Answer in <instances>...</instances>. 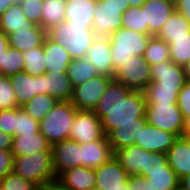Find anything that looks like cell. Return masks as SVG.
I'll return each instance as SVG.
<instances>
[{
  "mask_svg": "<svg viewBox=\"0 0 190 190\" xmlns=\"http://www.w3.org/2000/svg\"><path fill=\"white\" fill-rule=\"evenodd\" d=\"M93 112L101 119L107 136L118 125L137 124L146 114L143 91H133L112 79Z\"/></svg>",
  "mask_w": 190,
  "mask_h": 190,
  "instance_id": "obj_1",
  "label": "cell"
},
{
  "mask_svg": "<svg viewBox=\"0 0 190 190\" xmlns=\"http://www.w3.org/2000/svg\"><path fill=\"white\" fill-rule=\"evenodd\" d=\"M92 26L71 24L65 20L49 28L47 37L63 46L72 59L82 58L97 37Z\"/></svg>",
  "mask_w": 190,
  "mask_h": 190,
  "instance_id": "obj_2",
  "label": "cell"
},
{
  "mask_svg": "<svg viewBox=\"0 0 190 190\" xmlns=\"http://www.w3.org/2000/svg\"><path fill=\"white\" fill-rule=\"evenodd\" d=\"M12 171L35 184L39 189L52 184L57 179L53 167L52 151L14 157Z\"/></svg>",
  "mask_w": 190,
  "mask_h": 190,
  "instance_id": "obj_3",
  "label": "cell"
},
{
  "mask_svg": "<svg viewBox=\"0 0 190 190\" xmlns=\"http://www.w3.org/2000/svg\"><path fill=\"white\" fill-rule=\"evenodd\" d=\"M111 42V60L114 71L130 56H143L149 39V34L136 32L127 28H119L109 36Z\"/></svg>",
  "mask_w": 190,
  "mask_h": 190,
  "instance_id": "obj_4",
  "label": "cell"
},
{
  "mask_svg": "<svg viewBox=\"0 0 190 190\" xmlns=\"http://www.w3.org/2000/svg\"><path fill=\"white\" fill-rule=\"evenodd\" d=\"M76 110L70 101L58 102L39 122L40 132L51 145L69 139Z\"/></svg>",
  "mask_w": 190,
  "mask_h": 190,
  "instance_id": "obj_5",
  "label": "cell"
},
{
  "mask_svg": "<svg viewBox=\"0 0 190 190\" xmlns=\"http://www.w3.org/2000/svg\"><path fill=\"white\" fill-rule=\"evenodd\" d=\"M113 79L133 91H144L151 83L150 65L143 56H130L115 70Z\"/></svg>",
  "mask_w": 190,
  "mask_h": 190,
  "instance_id": "obj_6",
  "label": "cell"
},
{
  "mask_svg": "<svg viewBox=\"0 0 190 190\" xmlns=\"http://www.w3.org/2000/svg\"><path fill=\"white\" fill-rule=\"evenodd\" d=\"M147 124L181 136L184 118L178 104H146Z\"/></svg>",
  "mask_w": 190,
  "mask_h": 190,
  "instance_id": "obj_7",
  "label": "cell"
},
{
  "mask_svg": "<svg viewBox=\"0 0 190 190\" xmlns=\"http://www.w3.org/2000/svg\"><path fill=\"white\" fill-rule=\"evenodd\" d=\"M113 77L97 75L73 88L70 102L77 110L93 111Z\"/></svg>",
  "mask_w": 190,
  "mask_h": 190,
  "instance_id": "obj_8",
  "label": "cell"
},
{
  "mask_svg": "<svg viewBox=\"0 0 190 190\" xmlns=\"http://www.w3.org/2000/svg\"><path fill=\"white\" fill-rule=\"evenodd\" d=\"M104 135L101 119L93 111L76 110L69 139L84 144L100 140Z\"/></svg>",
  "mask_w": 190,
  "mask_h": 190,
  "instance_id": "obj_9",
  "label": "cell"
},
{
  "mask_svg": "<svg viewBox=\"0 0 190 190\" xmlns=\"http://www.w3.org/2000/svg\"><path fill=\"white\" fill-rule=\"evenodd\" d=\"M177 138L175 133L146 124L136 137L135 145L148 152L167 153Z\"/></svg>",
  "mask_w": 190,
  "mask_h": 190,
  "instance_id": "obj_10",
  "label": "cell"
},
{
  "mask_svg": "<svg viewBox=\"0 0 190 190\" xmlns=\"http://www.w3.org/2000/svg\"><path fill=\"white\" fill-rule=\"evenodd\" d=\"M94 171L95 190H121L129 178L128 173L114 156Z\"/></svg>",
  "mask_w": 190,
  "mask_h": 190,
  "instance_id": "obj_11",
  "label": "cell"
},
{
  "mask_svg": "<svg viewBox=\"0 0 190 190\" xmlns=\"http://www.w3.org/2000/svg\"><path fill=\"white\" fill-rule=\"evenodd\" d=\"M10 81L19 108L29 102L35 95L46 94L44 74L40 76H32L23 71L11 75Z\"/></svg>",
  "mask_w": 190,
  "mask_h": 190,
  "instance_id": "obj_12",
  "label": "cell"
},
{
  "mask_svg": "<svg viewBox=\"0 0 190 190\" xmlns=\"http://www.w3.org/2000/svg\"><path fill=\"white\" fill-rule=\"evenodd\" d=\"M122 14L123 7L105 5L103 0L97 3L92 26L96 36L108 37L112 32L122 28Z\"/></svg>",
  "mask_w": 190,
  "mask_h": 190,
  "instance_id": "obj_13",
  "label": "cell"
},
{
  "mask_svg": "<svg viewBox=\"0 0 190 190\" xmlns=\"http://www.w3.org/2000/svg\"><path fill=\"white\" fill-rule=\"evenodd\" d=\"M53 167L56 177L63 171L80 167L81 144L72 139H65L52 145Z\"/></svg>",
  "mask_w": 190,
  "mask_h": 190,
  "instance_id": "obj_14",
  "label": "cell"
},
{
  "mask_svg": "<svg viewBox=\"0 0 190 190\" xmlns=\"http://www.w3.org/2000/svg\"><path fill=\"white\" fill-rule=\"evenodd\" d=\"M141 9L144 10L145 24H148V34L156 36L175 11V2L173 0H146Z\"/></svg>",
  "mask_w": 190,
  "mask_h": 190,
  "instance_id": "obj_15",
  "label": "cell"
},
{
  "mask_svg": "<svg viewBox=\"0 0 190 190\" xmlns=\"http://www.w3.org/2000/svg\"><path fill=\"white\" fill-rule=\"evenodd\" d=\"M151 82H156L159 88L182 89L186 82L183 68L168 60L150 66Z\"/></svg>",
  "mask_w": 190,
  "mask_h": 190,
  "instance_id": "obj_16",
  "label": "cell"
},
{
  "mask_svg": "<svg viewBox=\"0 0 190 190\" xmlns=\"http://www.w3.org/2000/svg\"><path fill=\"white\" fill-rule=\"evenodd\" d=\"M96 68L99 75L113 77L114 67L111 60V42L109 37L97 36L85 55Z\"/></svg>",
  "mask_w": 190,
  "mask_h": 190,
  "instance_id": "obj_17",
  "label": "cell"
},
{
  "mask_svg": "<svg viewBox=\"0 0 190 190\" xmlns=\"http://www.w3.org/2000/svg\"><path fill=\"white\" fill-rule=\"evenodd\" d=\"M114 153L106 135L100 140L81 144L80 166L96 169L105 164Z\"/></svg>",
  "mask_w": 190,
  "mask_h": 190,
  "instance_id": "obj_18",
  "label": "cell"
},
{
  "mask_svg": "<svg viewBox=\"0 0 190 190\" xmlns=\"http://www.w3.org/2000/svg\"><path fill=\"white\" fill-rule=\"evenodd\" d=\"M56 182L68 190H95V171L89 167H73L61 172Z\"/></svg>",
  "mask_w": 190,
  "mask_h": 190,
  "instance_id": "obj_19",
  "label": "cell"
},
{
  "mask_svg": "<svg viewBox=\"0 0 190 190\" xmlns=\"http://www.w3.org/2000/svg\"><path fill=\"white\" fill-rule=\"evenodd\" d=\"M46 37L47 30L38 25L37 27L12 30L8 35V42L10 47L25 52L28 49L43 46Z\"/></svg>",
  "mask_w": 190,
  "mask_h": 190,
  "instance_id": "obj_20",
  "label": "cell"
},
{
  "mask_svg": "<svg viewBox=\"0 0 190 190\" xmlns=\"http://www.w3.org/2000/svg\"><path fill=\"white\" fill-rule=\"evenodd\" d=\"M166 154L169 167L179 179L190 175V140L178 137Z\"/></svg>",
  "mask_w": 190,
  "mask_h": 190,
  "instance_id": "obj_21",
  "label": "cell"
},
{
  "mask_svg": "<svg viewBox=\"0 0 190 190\" xmlns=\"http://www.w3.org/2000/svg\"><path fill=\"white\" fill-rule=\"evenodd\" d=\"M114 157L129 176L140 175L146 169L147 151L139 146L132 145L118 149L114 152Z\"/></svg>",
  "mask_w": 190,
  "mask_h": 190,
  "instance_id": "obj_22",
  "label": "cell"
},
{
  "mask_svg": "<svg viewBox=\"0 0 190 190\" xmlns=\"http://www.w3.org/2000/svg\"><path fill=\"white\" fill-rule=\"evenodd\" d=\"M52 145L46 137L38 132L36 134H28L14 136L11 153L13 157L30 155L35 152L52 151Z\"/></svg>",
  "mask_w": 190,
  "mask_h": 190,
  "instance_id": "obj_23",
  "label": "cell"
},
{
  "mask_svg": "<svg viewBox=\"0 0 190 190\" xmlns=\"http://www.w3.org/2000/svg\"><path fill=\"white\" fill-rule=\"evenodd\" d=\"M44 85L46 94L51 95L58 102L71 100L73 87L66 72H46Z\"/></svg>",
  "mask_w": 190,
  "mask_h": 190,
  "instance_id": "obj_24",
  "label": "cell"
},
{
  "mask_svg": "<svg viewBox=\"0 0 190 190\" xmlns=\"http://www.w3.org/2000/svg\"><path fill=\"white\" fill-rule=\"evenodd\" d=\"M97 3L91 0H67L65 20L71 24L93 25Z\"/></svg>",
  "mask_w": 190,
  "mask_h": 190,
  "instance_id": "obj_25",
  "label": "cell"
},
{
  "mask_svg": "<svg viewBox=\"0 0 190 190\" xmlns=\"http://www.w3.org/2000/svg\"><path fill=\"white\" fill-rule=\"evenodd\" d=\"M43 48L46 72H67L72 57L64 47L46 37Z\"/></svg>",
  "mask_w": 190,
  "mask_h": 190,
  "instance_id": "obj_26",
  "label": "cell"
},
{
  "mask_svg": "<svg viewBox=\"0 0 190 190\" xmlns=\"http://www.w3.org/2000/svg\"><path fill=\"white\" fill-rule=\"evenodd\" d=\"M146 124V117H144L137 124L118 125L111 131L107 138L113 153L118 149L135 145L136 137Z\"/></svg>",
  "mask_w": 190,
  "mask_h": 190,
  "instance_id": "obj_27",
  "label": "cell"
},
{
  "mask_svg": "<svg viewBox=\"0 0 190 190\" xmlns=\"http://www.w3.org/2000/svg\"><path fill=\"white\" fill-rule=\"evenodd\" d=\"M37 26L26 19L18 1L0 15V31L6 35L11 34L12 30Z\"/></svg>",
  "mask_w": 190,
  "mask_h": 190,
  "instance_id": "obj_28",
  "label": "cell"
},
{
  "mask_svg": "<svg viewBox=\"0 0 190 190\" xmlns=\"http://www.w3.org/2000/svg\"><path fill=\"white\" fill-rule=\"evenodd\" d=\"M66 73L73 88L99 75L94 65L85 57L72 59Z\"/></svg>",
  "mask_w": 190,
  "mask_h": 190,
  "instance_id": "obj_29",
  "label": "cell"
},
{
  "mask_svg": "<svg viewBox=\"0 0 190 190\" xmlns=\"http://www.w3.org/2000/svg\"><path fill=\"white\" fill-rule=\"evenodd\" d=\"M67 0H43L41 27L49 28L65 21V8Z\"/></svg>",
  "mask_w": 190,
  "mask_h": 190,
  "instance_id": "obj_30",
  "label": "cell"
},
{
  "mask_svg": "<svg viewBox=\"0 0 190 190\" xmlns=\"http://www.w3.org/2000/svg\"><path fill=\"white\" fill-rule=\"evenodd\" d=\"M155 190H173L179 185L180 179L167 165L163 170L148 171L144 176Z\"/></svg>",
  "mask_w": 190,
  "mask_h": 190,
  "instance_id": "obj_31",
  "label": "cell"
},
{
  "mask_svg": "<svg viewBox=\"0 0 190 190\" xmlns=\"http://www.w3.org/2000/svg\"><path fill=\"white\" fill-rule=\"evenodd\" d=\"M58 103L51 95H35L21 108L33 119L40 122L46 114Z\"/></svg>",
  "mask_w": 190,
  "mask_h": 190,
  "instance_id": "obj_32",
  "label": "cell"
},
{
  "mask_svg": "<svg viewBox=\"0 0 190 190\" xmlns=\"http://www.w3.org/2000/svg\"><path fill=\"white\" fill-rule=\"evenodd\" d=\"M169 45L170 60L183 66L190 61V37H158Z\"/></svg>",
  "mask_w": 190,
  "mask_h": 190,
  "instance_id": "obj_33",
  "label": "cell"
},
{
  "mask_svg": "<svg viewBox=\"0 0 190 190\" xmlns=\"http://www.w3.org/2000/svg\"><path fill=\"white\" fill-rule=\"evenodd\" d=\"M157 37H190V23L174 11L162 26Z\"/></svg>",
  "mask_w": 190,
  "mask_h": 190,
  "instance_id": "obj_34",
  "label": "cell"
},
{
  "mask_svg": "<svg viewBox=\"0 0 190 190\" xmlns=\"http://www.w3.org/2000/svg\"><path fill=\"white\" fill-rule=\"evenodd\" d=\"M180 90L159 88L156 82H151L143 92L146 104H177Z\"/></svg>",
  "mask_w": 190,
  "mask_h": 190,
  "instance_id": "obj_35",
  "label": "cell"
},
{
  "mask_svg": "<svg viewBox=\"0 0 190 190\" xmlns=\"http://www.w3.org/2000/svg\"><path fill=\"white\" fill-rule=\"evenodd\" d=\"M143 58L150 66L170 60L169 45L157 36L149 39Z\"/></svg>",
  "mask_w": 190,
  "mask_h": 190,
  "instance_id": "obj_36",
  "label": "cell"
},
{
  "mask_svg": "<svg viewBox=\"0 0 190 190\" xmlns=\"http://www.w3.org/2000/svg\"><path fill=\"white\" fill-rule=\"evenodd\" d=\"M23 71L32 75L40 76L46 73L45 54L43 46L28 49L23 52Z\"/></svg>",
  "mask_w": 190,
  "mask_h": 190,
  "instance_id": "obj_37",
  "label": "cell"
},
{
  "mask_svg": "<svg viewBox=\"0 0 190 190\" xmlns=\"http://www.w3.org/2000/svg\"><path fill=\"white\" fill-rule=\"evenodd\" d=\"M23 68V52L9 46L1 57V75L10 77L16 73L23 72Z\"/></svg>",
  "mask_w": 190,
  "mask_h": 190,
  "instance_id": "obj_38",
  "label": "cell"
},
{
  "mask_svg": "<svg viewBox=\"0 0 190 190\" xmlns=\"http://www.w3.org/2000/svg\"><path fill=\"white\" fill-rule=\"evenodd\" d=\"M122 28L148 34V24H145L144 10L139 7H129L122 14Z\"/></svg>",
  "mask_w": 190,
  "mask_h": 190,
  "instance_id": "obj_39",
  "label": "cell"
},
{
  "mask_svg": "<svg viewBox=\"0 0 190 190\" xmlns=\"http://www.w3.org/2000/svg\"><path fill=\"white\" fill-rule=\"evenodd\" d=\"M40 132L39 122L31 118L22 108H16L15 136Z\"/></svg>",
  "mask_w": 190,
  "mask_h": 190,
  "instance_id": "obj_40",
  "label": "cell"
},
{
  "mask_svg": "<svg viewBox=\"0 0 190 190\" xmlns=\"http://www.w3.org/2000/svg\"><path fill=\"white\" fill-rule=\"evenodd\" d=\"M19 108L10 77L0 74V111Z\"/></svg>",
  "mask_w": 190,
  "mask_h": 190,
  "instance_id": "obj_41",
  "label": "cell"
},
{
  "mask_svg": "<svg viewBox=\"0 0 190 190\" xmlns=\"http://www.w3.org/2000/svg\"><path fill=\"white\" fill-rule=\"evenodd\" d=\"M0 189L1 190H39V188L35 184L21 178L13 171L8 173L0 181Z\"/></svg>",
  "mask_w": 190,
  "mask_h": 190,
  "instance_id": "obj_42",
  "label": "cell"
},
{
  "mask_svg": "<svg viewBox=\"0 0 190 190\" xmlns=\"http://www.w3.org/2000/svg\"><path fill=\"white\" fill-rule=\"evenodd\" d=\"M26 19L41 26L43 0H17Z\"/></svg>",
  "mask_w": 190,
  "mask_h": 190,
  "instance_id": "obj_43",
  "label": "cell"
},
{
  "mask_svg": "<svg viewBox=\"0 0 190 190\" xmlns=\"http://www.w3.org/2000/svg\"><path fill=\"white\" fill-rule=\"evenodd\" d=\"M167 165L168 161L166 153L147 151L146 169L143 170L140 176H144L148 171L163 170Z\"/></svg>",
  "mask_w": 190,
  "mask_h": 190,
  "instance_id": "obj_44",
  "label": "cell"
},
{
  "mask_svg": "<svg viewBox=\"0 0 190 190\" xmlns=\"http://www.w3.org/2000/svg\"><path fill=\"white\" fill-rule=\"evenodd\" d=\"M16 108L0 111V130L10 136H15Z\"/></svg>",
  "mask_w": 190,
  "mask_h": 190,
  "instance_id": "obj_45",
  "label": "cell"
},
{
  "mask_svg": "<svg viewBox=\"0 0 190 190\" xmlns=\"http://www.w3.org/2000/svg\"><path fill=\"white\" fill-rule=\"evenodd\" d=\"M178 107L183 118L190 116V81H186L178 93Z\"/></svg>",
  "mask_w": 190,
  "mask_h": 190,
  "instance_id": "obj_46",
  "label": "cell"
},
{
  "mask_svg": "<svg viewBox=\"0 0 190 190\" xmlns=\"http://www.w3.org/2000/svg\"><path fill=\"white\" fill-rule=\"evenodd\" d=\"M14 157L11 151L0 150V181L13 169Z\"/></svg>",
  "mask_w": 190,
  "mask_h": 190,
  "instance_id": "obj_47",
  "label": "cell"
},
{
  "mask_svg": "<svg viewBox=\"0 0 190 190\" xmlns=\"http://www.w3.org/2000/svg\"><path fill=\"white\" fill-rule=\"evenodd\" d=\"M127 182L130 186V190H155L150 186L148 180L140 175L129 176Z\"/></svg>",
  "mask_w": 190,
  "mask_h": 190,
  "instance_id": "obj_48",
  "label": "cell"
},
{
  "mask_svg": "<svg viewBox=\"0 0 190 190\" xmlns=\"http://www.w3.org/2000/svg\"><path fill=\"white\" fill-rule=\"evenodd\" d=\"M175 11L190 23V0H174Z\"/></svg>",
  "mask_w": 190,
  "mask_h": 190,
  "instance_id": "obj_49",
  "label": "cell"
},
{
  "mask_svg": "<svg viewBox=\"0 0 190 190\" xmlns=\"http://www.w3.org/2000/svg\"><path fill=\"white\" fill-rule=\"evenodd\" d=\"M13 136H10L0 130V150L11 151Z\"/></svg>",
  "mask_w": 190,
  "mask_h": 190,
  "instance_id": "obj_50",
  "label": "cell"
},
{
  "mask_svg": "<svg viewBox=\"0 0 190 190\" xmlns=\"http://www.w3.org/2000/svg\"><path fill=\"white\" fill-rule=\"evenodd\" d=\"M9 48L8 35L0 31V74H1V57Z\"/></svg>",
  "mask_w": 190,
  "mask_h": 190,
  "instance_id": "obj_51",
  "label": "cell"
},
{
  "mask_svg": "<svg viewBox=\"0 0 190 190\" xmlns=\"http://www.w3.org/2000/svg\"><path fill=\"white\" fill-rule=\"evenodd\" d=\"M105 5H113L114 7H123V13L130 7L128 0H103Z\"/></svg>",
  "mask_w": 190,
  "mask_h": 190,
  "instance_id": "obj_52",
  "label": "cell"
},
{
  "mask_svg": "<svg viewBox=\"0 0 190 190\" xmlns=\"http://www.w3.org/2000/svg\"><path fill=\"white\" fill-rule=\"evenodd\" d=\"M181 136L190 140V116L184 118V127Z\"/></svg>",
  "mask_w": 190,
  "mask_h": 190,
  "instance_id": "obj_53",
  "label": "cell"
},
{
  "mask_svg": "<svg viewBox=\"0 0 190 190\" xmlns=\"http://www.w3.org/2000/svg\"><path fill=\"white\" fill-rule=\"evenodd\" d=\"M17 0H0V15L12 6Z\"/></svg>",
  "mask_w": 190,
  "mask_h": 190,
  "instance_id": "obj_54",
  "label": "cell"
},
{
  "mask_svg": "<svg viewBox=\"0 0 190 190\" xmlns=\"http://www.w3.org/2000/svg\"><path fill=\"white\" fill-rule=\"evenodd\" d=\"M179 184L186 190H190V175L180 178Z\"/></svg>",
  "mask_w": 190,
  "mask_h": 190,
  "instance_id": "obj_55",
  "label": "cell"
},
{
  "mask_svg": "<svg viewBox=\"0 0 190 190\" xmlns=\"http://www.w3.org/2000/svg\"><path fill=\"white\" fill-rule=\"evenodd\" d=\"M43 190H68V189L63 188L56 181H54L52 184L44 186Z\"/></svg>",
  "mask_w": 190,
  "mask_h": 190,
  "instance_id": "obj_56",
  "label": "cell"
},
{
  "mask_svg": "<svg viewBox=\"0 0 190 190\" xmlns=\"http://www.w3.org/2000/svg\"><path fill=\"white\" fill-rule=\"evenodd\" d=\"M185 80L190 81V61L182 66Z\"/></svg>",
  "mask_w": 190,
  "mask_h": 190,
  "instance_id": "obj_57",
  "label": "cell"
},
{
  "mask_svg": "<svg viewBox=\"0 0 190 190\" xmlns=\"http://www.w3.org/2000/svg\"><path fill=\"white\" fill-rule=\"evenodd\" d=\"M146 0H128L130 7L142 6Z\"/></svg>",
  "mask_w": 190,
  "mask_h": 190,
  "instance_id": "obj_58",
  "label": "cell"
},
{
  "mask_svg": "<svg viewBox=\"0 0 190 190\" xmlns=\"http://www.w3.org/2000/svg\"><path fill=\"white\" fill-rule=\"evenodd\" d=\"M121 190H130V186L128 185V182L123 184V188Z\"/></svg>",
  "mask_w": 190,
  "mask_h": 190,
  "instance_id": "obj_59",
  "label": "cell"
},
{
  "mask_svg": "<svg viewBox=\"0 0 190 190\" xmlns=\"http://www.w3.org/2000/svg\"><path fill=\"white\" fill-rule=\"evenodd\" d=\"M173 190H186L180 184L176 186Z\"/></svg>",
  "mask_w": 190,
  "mask_h": 190,
  "instance_id": "obj_60",
  "label": "cell"
},
{
  "mask_svg": "<svg viewBox=\"0 0 190 190\" xmlns=\"http://www.w3.org/2000/svg\"><path fill=\"white\" fill-rule=\"evenodd\" d=\"M91 1H93V2H95V3H99V2H101L102 0H91Z\"/></svg>",
  "mask_w": 190,
  "mask_h": 190,
  "instance_id": "obj_61",
  "label": "cell"
}]
</instances>
